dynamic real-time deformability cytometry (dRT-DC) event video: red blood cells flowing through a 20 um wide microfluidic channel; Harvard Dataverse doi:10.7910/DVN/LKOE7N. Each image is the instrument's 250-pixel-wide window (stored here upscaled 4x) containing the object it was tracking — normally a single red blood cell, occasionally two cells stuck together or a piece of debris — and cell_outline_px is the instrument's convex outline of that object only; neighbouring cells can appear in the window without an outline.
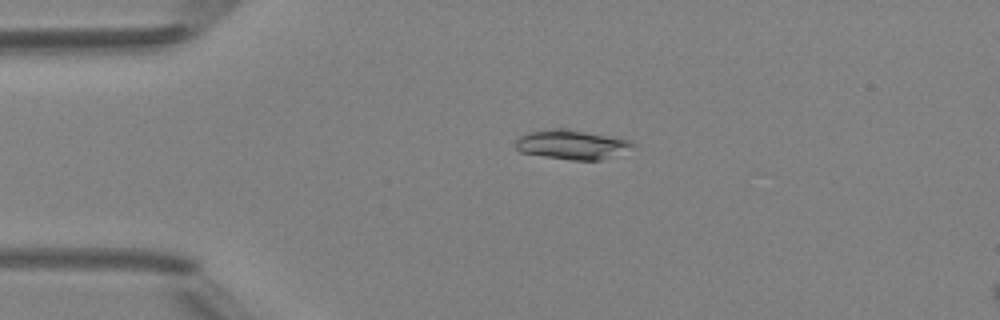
{"species": "Egyptian fruit bat (a non-hibernating species)", "species_latin": "Rousettus aegyptiacus", "temperature_condition": "room temperature", "stored_images_in_passage": 49, "camera_frame_rate_fps": 3000, "um_per_image_px": 0.085, "animal": {"sex": "female"}, "frame": {"image": 1, "passage_image": 11, "time_ms": 3.333, "image_size_px": [1000, 320], "cell_outline_px": [[636, 148], [600, 160], [572, 160], [544, 156], [520, 152], [516, 148], [516, 140], [520, 136], [528, 132], [552, 128], [568, 128], [632, 140], [636, 144]], "centroid_in_image_um": [48.66, 12.28], "position_along_channel_um": 36.3, "area_um2": 20.29}}
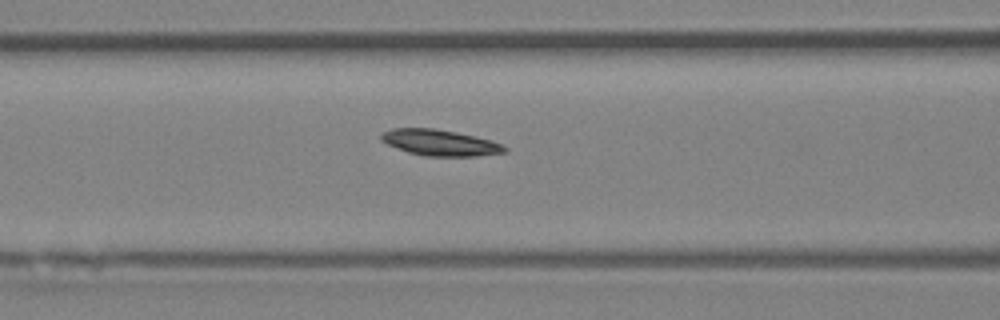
{"frame": {"image": 2, "passage_image": 20, "time_ms": 6.333, "image_size_px": [1000, 320], "cell_outline_px": [[508, 152], [476, 156], [424, 156], [408, 152], [388, 144], [380, 140], [380, 136], [384, 132], [392, 128], [432, 128], [456, 132], [492, 140], [508, 148]], "centroid_in_image_um": [37.42, 12.13], "position_along_channel_um": 129.2, "area_um2": 18.67}}
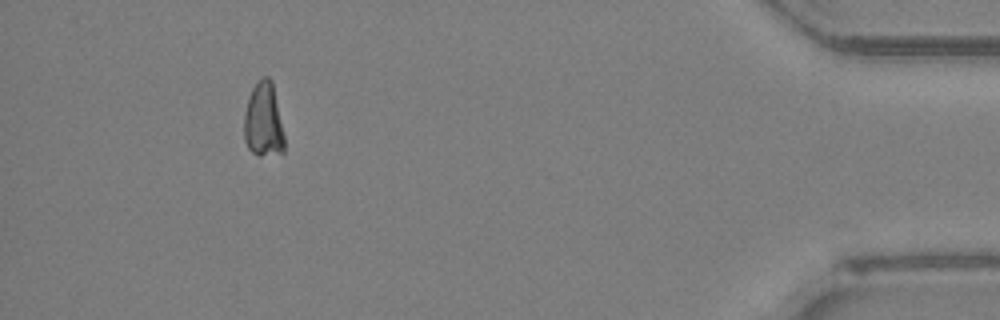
{"frame": {"image": 3, "passage_image": 45, "time_ms": 14.667, "image_size_px": [1000, 320], "cell_outline_px": [[284, 152], [260, 156], [256, 156], [248, 148], [244, 140], [244, 116], [248, 96], [256, 80], [264, 76], [268, 76], [272, 80], [284, 136]], "centroid_in_image_um": [22.38, 10.21], "position_along_channel_um": 412.8, "area_um2": 17.69}, "authors_computed_cell_mechanics": {"area_um2": 18.2648, "velocity_mm_per_s": 4.1794, "shape_relaxation_time_tau1_ms": 5.2879, "shape_relaxation_time_tau2_ms": null, "deformation_change_tau1": 0.197, "deformation_change_tau2": null}}